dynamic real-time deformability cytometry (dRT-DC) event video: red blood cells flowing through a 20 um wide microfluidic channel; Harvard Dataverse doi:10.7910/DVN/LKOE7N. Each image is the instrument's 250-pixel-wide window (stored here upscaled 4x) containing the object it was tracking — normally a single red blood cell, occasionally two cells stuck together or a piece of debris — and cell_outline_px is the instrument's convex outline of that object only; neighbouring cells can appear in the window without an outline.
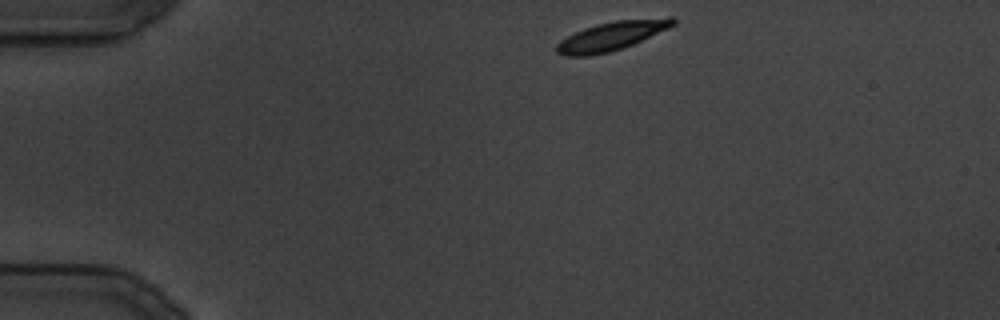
{"species": "common noctule bat (a hibernating species)", "species_latin": "Nyctalus noctula", "temperature_condition": "cold", "stored_images_in_passage": 16, "camera_frame_rate_fps": 3000, "um_per_image_px": 0.085, "animal": {"sex": "male", "body_mass_g": 19.5, "forearm_length_mm": 54.6}, "frame": {"image": 1, "passage_image": 1, "time_ms": 0.0, "image_size_px": [1000, 320], "cell_outline_px": [[676, 24], [668, 28], [624, 48], [608, 52], [588, 56], [564, 56], [556, 52], [556, 44], [560, 40], [584, 28], [596, 24], [616, 20], [668, 16], [672, 16], [676, 20]], "centroid_in_image_um": [52.01, 3.04], "position_along_channel_um": 33.0, "area_um2": 19.71}}
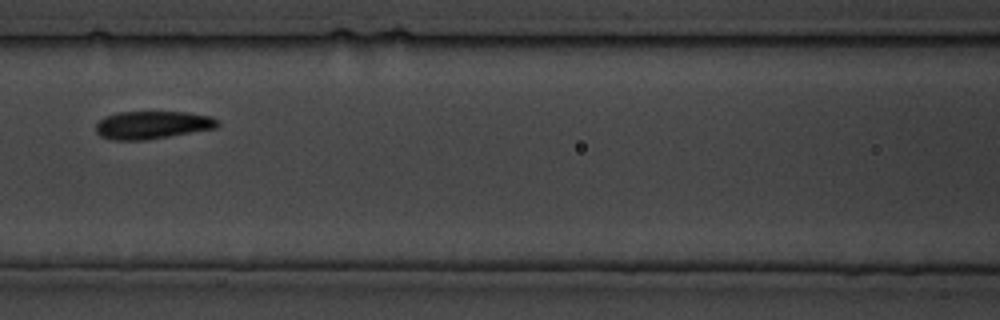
{"frame": {"image": 2, "passage_image": 10, "time_ms": 11.333, "image_size_px": [1000, 320], "cell_outline_px": [[220, 124], [216, 128], [148, 140], [112, 140], [100, 136], [96, 132], [96, 124], [104, 116], [120, 112], [184, 112], [212, 116], [220, 120]], "centroid_in_image_um": [12.97, 10.62], "position_along_channel_um": 153.6, "area_um2": 19.94}}
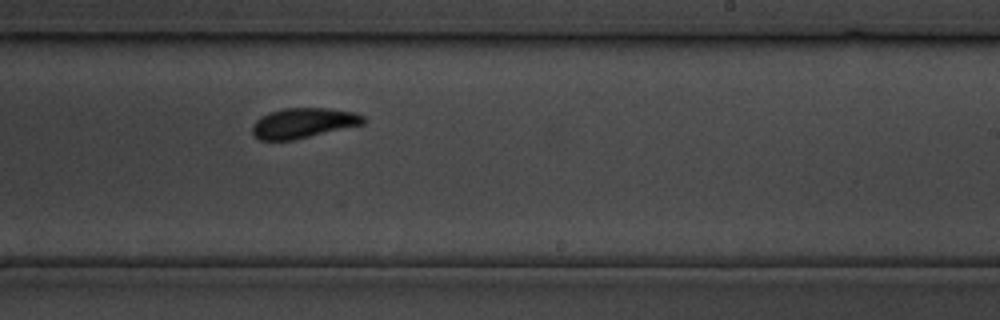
{"frame": {"image": 3, "passage_image": 16, "time_ms": 18.333, "image_size_px": [1000, 320], "cell_outline_px": [[364, 124], [296, 140], [260, 140], [252, 136], [252, 128], [256, 120], [272, 112], [284, 108], [324, 108], [352, 112], [364, 116]], "centroid_in_image_um": [25.77, 10.48], "position_along_channel_um": 263.2, "area_um2": 19.36}}